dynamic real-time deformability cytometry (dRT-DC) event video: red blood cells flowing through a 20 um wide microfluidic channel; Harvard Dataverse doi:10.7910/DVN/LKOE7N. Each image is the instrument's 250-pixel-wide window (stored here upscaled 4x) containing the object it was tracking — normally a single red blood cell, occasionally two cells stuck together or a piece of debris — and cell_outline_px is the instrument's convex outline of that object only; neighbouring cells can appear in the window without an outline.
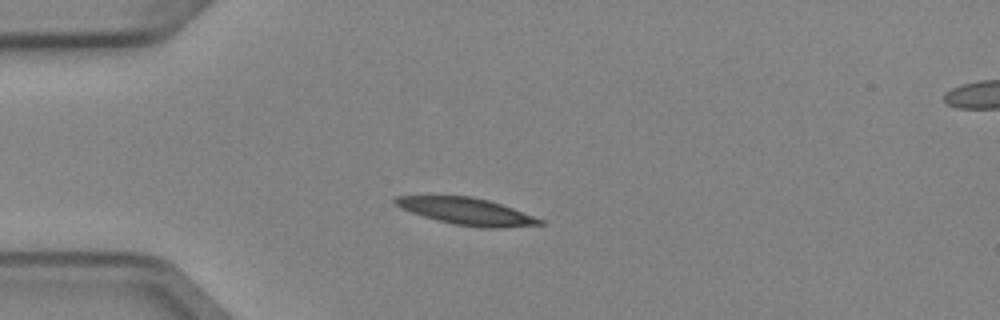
{"species": "Egyptian fruit bat (a non-hibernating species)", "species_latin": "Rousettus aegyptiacus", "temperature_condition": "cold", "stored_images_in_passage": 5, "camera_frame_rate_fps": 3000, "um_per_image_px": 0.085, "animal": {"sex": "female"}, "frame": {"image": 1, "passage_image": 2, "time_ms": 0.333, "image_size_px": [1000, 320], "cell_outline_px": [[544, 224], [500, 228], [480, 228], [456, 224], [424, 216], [400, 208], [392, 200], [396, 196], [472, 196], [488, 200], [512, 208], [544, 220]], "centroid_in_image_um": [39.68, 17.96], "position_along_channel_um": 45.3, "area_um2": 22.31}}
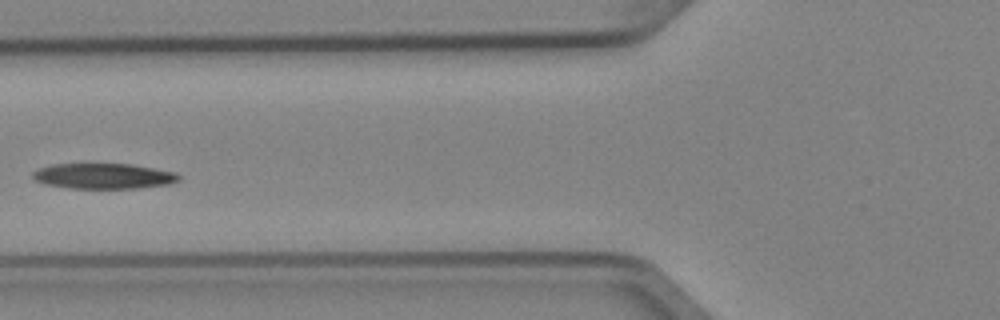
{"frame": {"image": 2, "passage_image": 4, "time_ms": 1.0, "image_size_px": [1000, 320], "cell_outline_px": [[180, 180], [168, 184], [140, 188], [72, 188], [44, 184], [36, 180], [32, 176], [32, 172], [40, 168], [52, 164], [132, 164], [176, 172], [180, 176]], "centroid_in_image_um": [8.82, 14.96], "position_along_channel_um": 117.0, "area_um2": 21.62}}
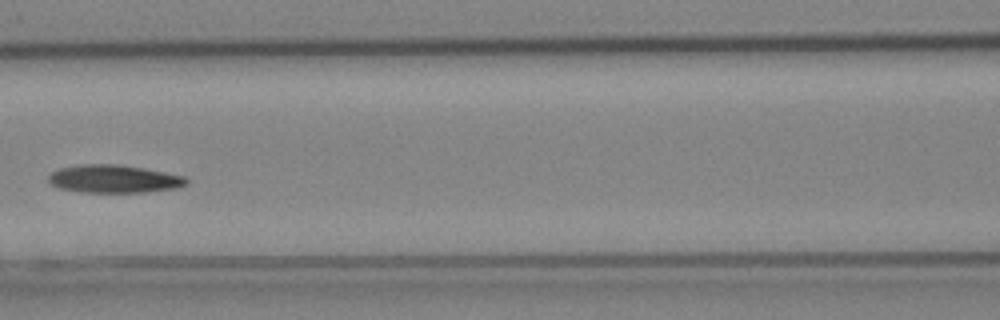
{"frame": {"image": 3, "passage_image": 5, "time_ms": 1.333, "image_size_px": [1000, 320], "cell_outline_px": [[188, 184], [176, 188], [144, 192], [80, 192], [60, 188], [52, 184], [48, 180], [48, 176], [52, 172], [60, 168], [84, 164], [116, 164], [164, 172], [184, 176], [188, 180]], "centroid_in_image_um": [9.68, 15.21], "position_along_channel_um": 156.9, "area_um2": 22.2}}